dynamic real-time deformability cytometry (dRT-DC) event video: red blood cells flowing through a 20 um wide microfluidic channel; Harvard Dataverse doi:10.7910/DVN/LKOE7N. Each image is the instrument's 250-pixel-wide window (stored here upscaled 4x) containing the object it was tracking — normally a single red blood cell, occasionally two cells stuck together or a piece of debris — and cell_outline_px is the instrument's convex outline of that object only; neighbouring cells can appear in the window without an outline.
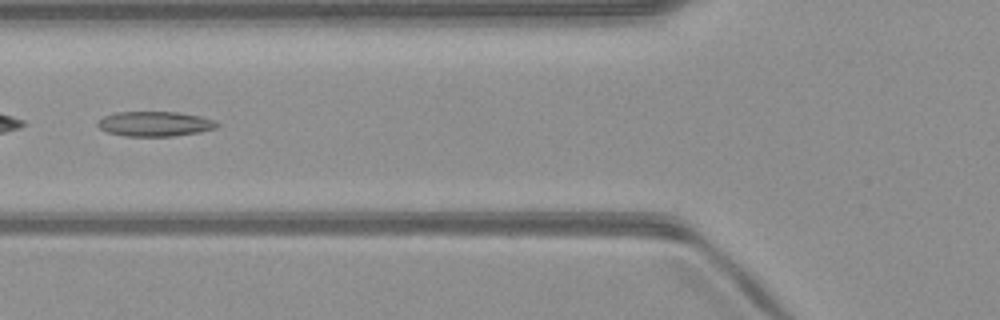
{"species": "common noctule bat (a hibernating species)", "species_latin": "Nyctalus noctula", "temperature_condition": "warm", "stored_images_in_passage": 31, "camera_frame_rate_fps": 3000, "um_per_image_px": 0.085, "animal": {"sex": "male", "body_mass_g": 23.1, "forearm_length_mm": 52.7}, "frame": {"image": 1, "passage_image": 5, "time_ms": 1.333, "image_size_px": [1000, 320], "cell_outline_px": [[220, 124], [216, 128], [200, 132], [172, 136], [124, 136], [108, 132], [100, 128], [96, 124], [104, 116], [116, 112], [176, 112], [200, 116], [216, 120]], "centroid_in_image_um": [13.19, 10.53], "position_along_channel_um": 112.6, "area_um2": 17.28}}
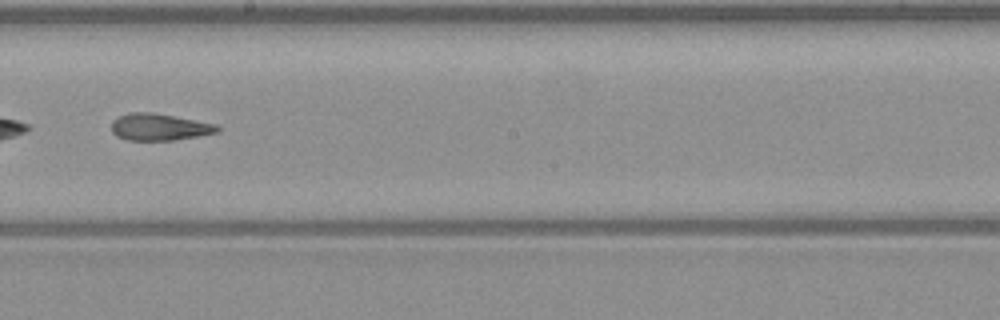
{"frame": {"image": 2, "passage_image": 14, "time_ms": 4.333, "image_size_px": [1000, 320], "cell_outline_px": [[220, 128], [216, 132], [196, 136], [172, 140], [128, 140], [116, 136], [112, 132], [112, 120], [120, 116], [132, 112], [152, 112], [216, 124]], "centroid_in_image_um": [13.5, 10.79], "position_along_channel_um": 234.7, "area_um2": 16.3}, "authors_computed_cell_mechanics": {"area_um2": 17.051, "velocity_mm_per_s": 4.0664, "shape_relaxation_time_tau1_ms": null, "shape_relaxation_time_tau2_ms": 3.5676, "deformation_change_tau1": null, "deformation_change_tau2": 0.1387}}